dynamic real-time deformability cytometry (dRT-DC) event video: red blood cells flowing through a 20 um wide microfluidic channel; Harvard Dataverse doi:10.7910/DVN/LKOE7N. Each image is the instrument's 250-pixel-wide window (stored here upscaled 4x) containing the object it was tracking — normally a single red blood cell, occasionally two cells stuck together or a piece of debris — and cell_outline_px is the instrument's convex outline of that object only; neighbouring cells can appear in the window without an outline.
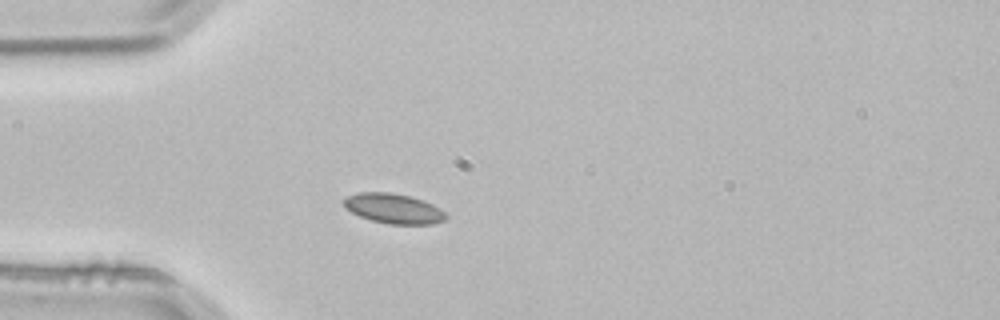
{"species": "common noctule bat (a hibernating species)", "species_latin": "Nyctalus noctula", "temperature_condition": "room temperature", "stored_images_in_passage": 1, "camera_frame_rate_fps": 3000, "um_per_image_px": 0.085, "animal": {"sex": "male", "body_mass_g": 21.5, "forearm_length_mm": 52.0}, "frame": {"image": 1, "passage_image": 1, "time_ms": 0.0, "image_size_px": [1000, 320], "cell_outline_px": [[448, 216], [444, 220], [432, 224], [388, 224], [372, 220], [360, 216], [344, 208], [344, 200], [348, 196], [360, 192], [388, 192], [408, 196], [432, 204], [444, 212]], "centroid_in_image_um": [33.44, 17.73], "position_along_channel_um": 51.6, "area_um2": 17.51}}